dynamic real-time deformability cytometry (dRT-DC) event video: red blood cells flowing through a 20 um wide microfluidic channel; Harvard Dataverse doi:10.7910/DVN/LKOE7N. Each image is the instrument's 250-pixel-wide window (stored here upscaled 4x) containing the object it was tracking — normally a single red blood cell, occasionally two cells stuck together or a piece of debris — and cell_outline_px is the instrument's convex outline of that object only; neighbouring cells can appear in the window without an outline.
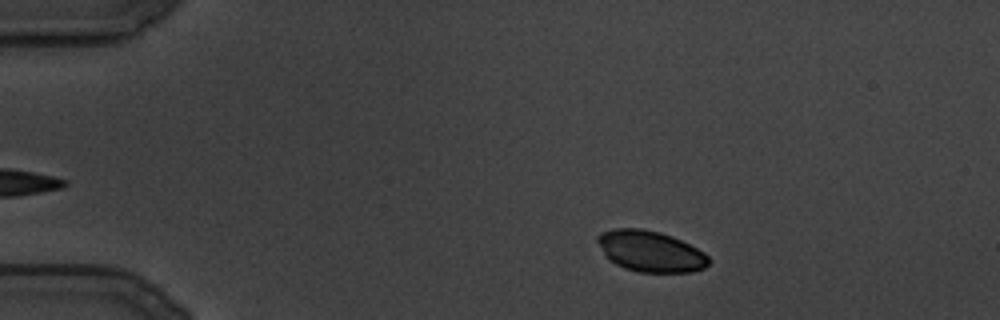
{"species": "common noctule bat (a hibernating species)", "species_latin": "Nyctalus noctula", "temperature_condition": "cold", "stored_images_in_passage": 107, "camera_frame_rate_fps": 3000, "um_per_image_px": 0.085, "animal": {"sex": "male", "body_mass_g": 19.5, "forearm_length_mm": 54.6}, "frame": {"image": 1, "passage_image": 14, "time_ms": 4.333, "image_size_px": [1000, 320], "cell_outline_px": [[712, 260], [704, 268], [692, 272], [640, 272], [624, 268], [608, 260], [596, 240], [596, 236], [600, 232], [612, 228], [640, 228], [660, 232], [672, 236], [704, 252]], "centroid_in_image_um": [55.27, 21.35], "position_along_channel_um": 29.7, "area_um2": 26.7}}
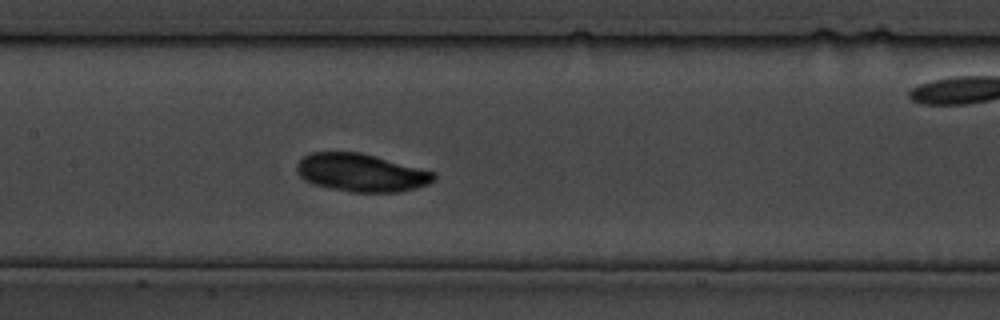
{"frame": {"image": 2, "passage_image": 53, "time_ms": 17.333, "image_size_px": [1000, 320], "cell_outline_px": [[436, 180], [416, 188], [396, 192], [352, 192], [312, 184], [304, 180], [296, 172], [296, 168], [300, 160], [308, 152], [360, 152], [376, 156], [436, 172]], "centroid_in_image_um": [30.7, 14.67], "position_along_channel_um": 176.7, "area_um2": 30.35}}
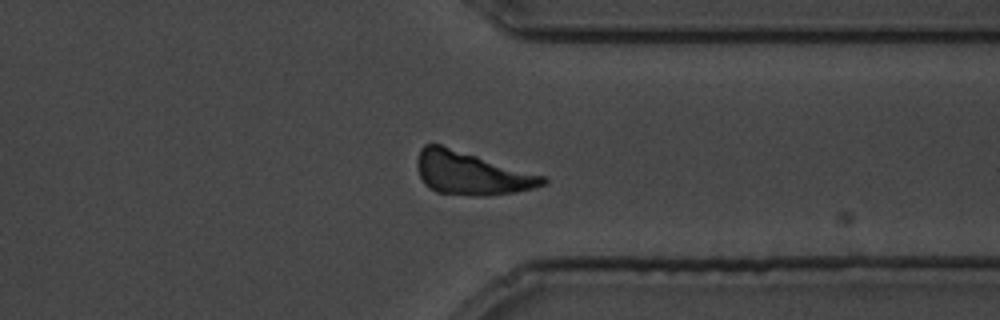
{"frame": {"image": 3, "passage_image": 89, "time_ms": 29.333, "image_size_px": [1000, 320], "cell_outline_px": [[548, 180], [544, 184], [532, 188], [516, 192], [484, 196], [472, 196], [436, 192], [428, 188], [424, 184], [420, 176], [416, 164], [416, 160], [420, 148], [424, 144], [440, 144], [544, 176]], "centroid_in_image_um": [40.0, 14.73], "position_along_channel_um": 371.4, "area_um2": 31.44}}